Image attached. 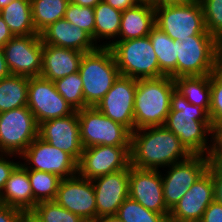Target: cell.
Here are the masks:
<instances>
[{
  "label": "cell",
  "mask_w": 222,
  "mask_h": 222,
  "mask_svg": "<svg viewBox=\"0 0 222 222\" xmlns=\"http://www.w3.org/2000/svg\"><path fill=\"white\" fill-rule=\"evenodd\" d=\"M13 37L14 35L11 33L7 24L0 16V48L7 44Z\"/></svg>",
  "instance_id": "obj_44"
},
{
  "label": "cell",
  "mask_w": 222,
  "mask_h": 222,
  "mask_svg": "<svg viewBox=\"0 0 222 222\" xmlns=\"http://www.w3.org/2000/svg\"><path fill=\"white\" fill-rule=\"evenodd\" d=\"M214 200V179L207 170L170 210L168 221L200 222L204 211Z\"/></svg>",
  "instance_id": "obj_18"
},
{
  "label": "cell",
  "mask_w": 222,
  "mask_h": 222,
  "mask_svg": "<svg viewBox=\"0 0 222 222\" xmlns=\"http://www.w3.org/2000/svg\"><path fill=\"white\" fill-rule=\"evenodd\" d=\"M83 55V52L74 49L43 44L40 76L54 82L78 72Z\"/></svg>",
  "instance_id": "obj_22"
},
{
  "label": "cell",
  "mask_w": 222,
  "mask_h": 222,
  "mask_svg": "<svg viewBox=\"0 0 222 222\" xmlns=\"http://www.w3.org/2000/svg\"><path fill=\"white\" fill-rule=\"evenodd\" d=\"M29 79L11 74L0 80V113L27 106Z\"/></svg>",
  "instance_id": "obj_29"
},
{
  "label": "cell",
  "mask_w": 222,
  "mask_h": 222,
  "mask_svg": "<svg viewBox=\"0 0 222 222\" xmlns=\"http://www.w3.org/2000/svg\"><path fill=\"white\" fill-rule=\"evenodd\" d=\"M39 125L27 106L0 113V153L18 157L38 137Z\"/></svg>",
  "instance_id": "obj_8"
},
{
  "label": "cell",
  "mask_w": 222,
  "mask_h": 222,
  "mask_svg": "<svg viewBox=\"0 0 222 222\" xmlns=\"http://www.w3.org/2000/svg\"><path fill=\"white\" fill-rule=\"evenodd\" d=\"M214 179L215 201L222 204V174H212Z\"/></svg>",
  "instance_id": "obj_45"
},
{
  "label": "cell",
  "mask_w": 222,
  "mask_h": 222,
  "mask_svg": "<svg viewBox=\"0 0 222 222\" xmlns=\"http://www.w3.org/2000/svg\"><path fill=\"white\" fill-rule=\"evenodd\" d=\"M121 15L122 11L113 8L104 1L99 2L94 7L95 43L97 46L110 47L111 44L119 41ZM104 39L106 41H104ZM100 40L104 41L105 43L102 42L101 44Z\"/></svg>",
  "instance_id": "obj_25"
},
{
  "label": "cell",
  "mask_w": 222,
  "mask_h": 222,
  "mask_svg": "<svg viewBox=\"0 0 222 222\" xmlns=\"http://www.w3.org/2000/svg\"><path fill=\"white\" fill-rule=\"evenodd\" d=\"M129 197L147 210L169 218L170 210L164 201L161 170L138 169L130 165Z\"/></svg>",
  "instance_id": "obj_17"
},
{
  "label": "cell",
  "mask_w": 222,
  "mask_h": 222,
  "mask_svg": "<svg viewBox=\"0 0 222 222\" xmlns=\"http://www.w3.org/2000/svg\"><path fill=\"white\" fill-rule=\"evenodd\" d=\"M148 36L155 50L160 71L165 76L177 78V41L170 38L156 25Z\"/></svg>",
  "instance_id": "obj_27"
},
{
  "label": "cell",
  "mask_w": 222,
  "mask_h": 222,
  "mask_svg": "<svg viewBox=\"0 0 222 222\" xmlns=\"http://www.w3.org/2000/svg\"><path fill=\"white\" fill-rule=\"evenodd\" d=\"M174 82L176 90L189 103L203 108L209 114L211 99L210 75L182 76L175 78Z\"/></svg>",
  "instance_id": "obj_28"
},
{
  "label": "cell",
  "mask_w": 222,
  "mask_h": 222,
  "mask_svg": "<svg viewBox=\"0 0 222 222\" xmlns=\"http://www.w3.org/2000/svg\"><path fill=\"white\" fill-rule=\"evenodd\" d=\"M217 68L222 71V37L217 39Z\"/></svg>",
  "instance_id": "obj_49"
},
{
  "label": "cell",
  "mask_w": 222,
  "mask_h": 222,
  "mask_svg": "<svg viewBox=\"0 0 222 222\" xmlns=\"http://www.w3.org/2000/svg\"><path fill=\"white\" fill-rule=\"evenodd\" d=\"M11 75V72L8 68L7 62L5 60L3 49L0 48V80L7 76Z\"/></svg>",
  "instance_id": "obj_46"
},
{
  "label": "cell",
  "mask_w": 222,
  "mask_h": 222,
  "mask_svg": "<svg viewBox=\"0 0 222 222\" xmlns=\"http://www.w3.org/2000/svg\"><path fill=\"white\" fill-rule=\"evenodd\" d=\"M123 222H168L163 215L147 210L137 201L126 198L116 214Z\"/></svg>",
  "instance_id": "obj_33"
},
{
  "label": "cell",
  "mask_w": 222,
  "mask_h": 222,
  "mask_svg": "<svg viewBox=\"0 0 222 222\" xmlns=\"http://www.w3.org/2000/svg\"><path fill=\"white\" fill-rule=\"evenodd\" d=\"M40 35L43 44L74 49L83 53L94 51L99 47L89 33L65 18L52 23Z\"/></svg>",
  "instance_id": "obj_21"
},
{
  "label": "cell",
  "mask_w": 222,
  "mask_h": 222,
  "mask_svg": "<svg viewBox=\"0 0 222 222\" xmlns=\"http://www.w3.org/2000/svg\"><path fill=\"white\" fill-rule=\"evenodd\" d=\"M193 0H156V3L168 4V3H186Z\"/></svg>",
  "instance_id": "obj_51"
},
{
  "label": "cell",
  "mask_w": 222,
  "mask_h": 222,
  "mask_svg": "<svg viewBox=\"0 0 222 222\" xmlns=\"http://www.w3.org/2000/svg\"><path fill=\"white\" fill-rule=\"evenodd\" d=\"M27 171L34 196V208L39 202L54 201L62 178L49 172Z\"/></svg>",
  "instance_id": "obj_31"
},
{
  "label": "cell",
  "mask_w": 222,
  "mask_h": 222,
  "mask_svg": "<svg viewBox=\"0 0 222 222\" xmlns=\"http://www.w3.org/2000/svg\"><path fill=\"white\" fill-rule=\"evenodd\" d=\"M130 146L98 145L83 148L77 174L86 179L124 170L130 165Z\"/></svg>",
  "instance_id": "obj_11"
},
{
  "label": "cell",
  "mask_w": 222,
  "mask_h": 222,
  "mask_svg": "<svg viewBox=\"0 0 222 222\" xmlns=\"http://www.w3.org/2000/svg\"><path fill=\"white\" fill-rule=\"evenodd\" d=\"M78 72L83 81L85 108L96 107L120 75L109 47L84 53Z\"/></svg>",
  "instance_id": "obj_4"
},
{
  "label": "cell",
  "mask_w": 222,
  "mask_h": 222,
  "mask_svg": "<svg viewBox=\"0 0 222 222\" xmlns=\"http://www.w3.org/2000/svg\"><path fill=\"white\" fill-rule=\"evenodd\" d=\"M83 148L98 145L130 146L131 131L105 116L96 107L77 110Z\"/></svg>",
  "instance_id": "obj_7"
},
{
  "label": "cell",
  "mask_w": 222,
  "mask_h": 222,
  "mask_svg": "<svg viewBox=\"0 0 222 222\" xmlns=\"http://www.w3.org/2000/svg\"><path fill=\"white\" fill-rule=\"evenodd\" d=\"M26 169L56 174L69 178L77 174V162L66 152L37 137L20 155Z\"/></svg>",
  "instance_id": "obj_12"
},
{
  "label": "cell",
  "mask_w": 222,
  "mask_h": 222,
  "mask_svg": "<svg viewBox=\"0 0 222 222\" xmlns=\"http://www.w3.org/2000/svg\"><path fill=\"white\" fill-rule=\"evenodd\" d=\"M0 16L14 36L37 35L30 0H13L0 10Z\"/></svg>",
  "instance_id": "obj_26"
},
{
  "label": "cell",
  "mask_w": 222,
  "mask_h": 222,
  "mask_svg": "<svg viewBox=\"0 0 222 222\" xmlns=\"http://www.w3.org/2000/svg\"><path fill=\"white\" fill-rule=\"evenodd\" d=\"M12 1H13V0H0V10H1L3 7L9 5Z\"/></svg>",
  "instance_id": "obj_52"
},
{
  "label": "cell",
  "mask_w": 222,
  "mask_h": 222,
  "mask_svg": "<svg viewBox=\"0 0 222 222\" xmlns=\"http://www.w3.org/2000/svg\"><path fill=\"white\" fill-rule=\"evenodd\" d=\"M103 1L120 11L130 9L140 3L138 0H103Z\"/></svg>",
  "instance_id": "obj_43"
},
{
  "label": "cell",
  "mask_w": 222,
  "mask_h": 222,
  "mask_svg": "<svg viewBox=\"0 0 222 222\" xmlns=\"http://www.w3.org/2000/svg\"><path fill=\"white\" fill-rule=\"evenodd\" d=\"M208 171L211 174H222V152H210Z\"/></svg>",
  "instance_id": "obj_41"
},
{
  "label": "cell",
  "mask_w": 222,
  "mask_h": 222,
  "mask_svg": "<svg viewBox=\"0 0 222 222\" xmlns=\"http://www.w3.org/2000/svg\"><path fill=\"white\" fill-rule=\"evenodd\" d=\"M156 26L174 41L190 36H212L205 28L203 9L199 0L186 3H155Z\"/></svg>",
  "instance_id": "obj_5"
},
{
  "label": "cell",
  "mask_w": 222,
  "mask_h": 222,
  "mask_svg": "<svg viewBox=\"0 0 222 222\" xmlns=\"http://www.w3.org/2000/svg\"><path fill=\"white\" fill-rule=\"evenodd\" d=\"M38 137L69 154L77 163L83 152L80 140L78 114L44 121L39 124Z\"/></svg>",
  "instance_id": "obj_19"
},
{
  "label": "cell",
  "mask_w": 222,
  "mask_h": 222,
  "mask_svg": "<svg viewBox=\"0 0 222 222\" xmlns=\"http://www.w3.org/2000/svg\"><path fill=\"white\" fill-rule=\"evenodd\" d=\"M42 222H83L79 216L63 208L55 201H43L31 211Z\"/></svg>",
  "instance_id": "obj_34"
},
{
  "label": "cell",
  "mask_w": 222,
  "mask_h": 222,
  "mask_svg": "<svg viewBox=\"0 0 222 222\" xmlns=\"http://www.w3.org/2000/svg\"><path fill=\"white\" fill-rule=\"evenodd\" d=\"M140 3H151V4H155L156 0H138Z\"/></svg>",
  "instance_id": "obj_53"
},
{
  "label": "cell",
  "mask_w": 222,
  "mask_h": 222,
  "mask_svg": "<svg viewBox=\"0 0 222 222\" xmlns=\"http://www.w3.org/2000/svg\"><path fill=\"white\" fill-rule=\"evenodd\" d=\"M54 85L58 93L74 110L77 111L85 108L83 81L81 80L79 72L55 80Z\"/></svg>",
  "instance_id": "obj_32"
},
{
  "label": "cell",
  "mask_w": 222,
  "mask_h": 222,
  "mask_svg": "<svg viewBox=\"0 0 222 222\" xmlns=\"http://www.w3.org/2000/svg\"><path fill=\"white\" fill-rule=\"evenodd\" d=\"M12 157H17L15 154L0 153V194L5 186V183L10 177V174L14 168L20 163V161L10 160Z\"/></svg>",
  "instance_id": "obj_38"
},
{
  "label": "cell",
  "mask_w": 222,
  "mask_h": 222,
  "mask_svg": "<svg viewBox=\"0 0 222 222\" xmlns=\"http://www.w3.org/2000/svg\"><path fill=\"white\" fill-rule=\"evenodd\" d=\"M210 88L209 118L214 126L222 122V71L218 68L210 74Z\"/></svg>",
  "instance_id": "obj_37"
},
{
  "label": "cell",
  "mask_w": 222,
  "mask_h": 222,
  "mask_svg": "<svg viewBox=\"0 0 222 222\" xmlns=\"http://www.w3.org/2000/svg\"><path fill=\"white\" fill-rule=\"evenodd\" d=\"M175 89L174 79L170 76L138 79L134 102V130L164 126Z\"/></svg>",
  "instance_id": "obj_3"
},
{
  "label": "cell",
  "mask_w": 222,
  "mask_h": 222,
  "mask_svg": "<svg viewBox=\"0 0 222 222\" xmlns=\"http://www.w3.org/2000/svg\"><path fill=\"white\" fill-rule=\"evenodd\" d=\"M130 165L159 170L186 160L191 154L165 126H151L131 132Z\"/></svg>",
  "instance_id": "obj_1"
},
{
  "label": "cell",
  "mask_w": 222,
  "mask_h": 222,
  "mask_svg": "<svg viewBox=\"0 0 222 222\" xmlns=\"http://www.w3.org/2000/svg\"><path fill=\"white\" fill-rule=\"evenodd\" d=\"M96 222H123L117 215H105L99 217Z\"/></svg>",
  "instance_id": "obj_50"
},
{
  "label": "cell",
  "mask_w": 222,
  "mask_h": 222,
  "mask_svg": "<svg viewBox=\"0 0 222 222\" xmlns=\"http://www.w3.org/2000/svg\"><path fill=\"white\" fill-rule=\"evenodd\" d=\"M217 68V39L190 36L177 41V78L210 75Z\"/></svg>",
  "instance_id": "obj_9"
},
{
  "label": "cell",
  "mask_w": 222,
  "mask_h": 222,
  "mask_svg": "<svg viewBox=\"0 0 222 222\" xmlns=\"http://www.w3.org/2000/svg\"><path fill=\"white\" fill-rule=\"evenodd\" d=\"M208 167V156L190 155L186 160L166 167V174L161 172L164 201L169 210L179 202Z\"/></svg>",
  "instance_id": "obj_10"
},
{
  "label": "cell",
  "mask_w": 222,
  "mask_h": 222,
  "mask_svg": "<svg viewBox=\"0 0 222 222\" xmlns=\"http://www.w3.org/2000/svg\"><path fill=\"white\" fill-rule=\"evenodd\" d=\"M64 18L89 33L95 42L94 8L69 3Z\"/></svg>",
  "instance_id": "obj_35"
},
{
  "label": "cell",
  "mask_w": 222,
  "mask_h": 222,
  "mask_svg": "<svg viewBox=\"0 0 222 222\" xmlns=\"http://www.w3.org/2000/svg\"><path fill=\"white\" fill-rule=\"evenodd\" d=\"M155 25L154 4L139 3L122 11L119 41L148 36Z\"/></svg>",
  "instance_id": "obj_24"
},
{
  "label": "cell",
  "mask_w": 222,
  "mask_h": 222,
  "mask_svg": "<svg viewBox=\"0 0 222 222\" xmlns=\"http://www.w3.org/2000/svg\"><path fill=\"white\" fill-rule=\"evenodd\" d=\"M103 0H70L71 3L79 5V6H85V7H95L99 2H102Z\"/></svg>",
  "instance_id": "obj_47"
},
{
  "label": "cell",
  "mask_w": 222,
  "mask_h": 222,
  "mask_svg": "<svg viewBox=\"0 0 222 222\" xmlns=\"http://www.w3.org/2000/svg\"><path fill=\"white\" fill-rule=\"evenodd\" d=\"M137 80L119 75L96 108L111 120L134 131V102Z\"/></svg>",
  "instance_id": "obj_16"
},
{
  "label": "cell",
  "mask_w": 222,
  "mask_h": 222,
  "mask_svg": "<svg viewBox=\"0 0 222 222\" xmlns=\"http://www.w3.org/2000/svg\"><path fill=\"white\" fill-rule=\"evenodd\" d=\"M27 107L38 125L54 118L65 117L75 110L58 93L54 82L39 77H30Z\"/></svg>",
  "instance_id": "obj_14"
},
{
  "label": "cell",
  "mask_w": 222,
  "mask_h": 222,
  "mask_svg": "<svg viewBox=\"0 0 222 222\" xmlns=\"http://www.w3.org/2000/svg\"><path fill=\"white\" fill-rule=\"evenodd\" d=\"M2 205L16 207L22 212H31L34 209V196L27 169L19 163L0 194Z\"/></svg>",
  "instance_id": "obj_23"
},
{
  "label": "cell",
  "mask_w": 222,
  "mask_h": 222,
  "mask_svg": "<svg viewBox=\"0 0 222 222\" xmlns=\"http://www.w3.org/2000/svg\"><path fill=\"white\" fill-rule=\"evenodd\" d=\"M54 201L87 222H96V197L92 180L78 174L61 180Z\"/></svg>",
  "instance_id": "obj_15"
},
{
  "label": "cell",
  "mask_w": 222,
  "mask_h": 222,
  "mask_svg": "<svg viewBox=\"0 0 222 222\" xmlns=\"http://www.w3.org/2000/svg\"><path fill=\"white\" fill-rule=\"evenodd\" d=\"M109 48L120 75L136 80L165 76L159 69L158 59L149 36L116 41Z\"/></svg>",
  "instance_id": "obj_6"
},
{
  "label": "cell",
  "mask_w": 222,
  "mask_h": 222,
  "mask_svg": "<svg viewBox=\"0 0 222 222\" xmlns=\"http://www.w3.org/2000/svg\"><path fill=\"white\" fill-rule=\"evenodd\" d=\"M22 213L16 207L0 204V222H19Z\"/></svg>",
  "instance_id": "obj_40"
},
{
  "label": "cell",
  "mask_w": 222,
  "mask_h": 222,
  "mask_svg": "<svg viewBox=\"0 0 222 222\" xmlns=\"http://www.w3.org/2000/svg\"><path fill=\"white\" fill-rule=\"evenodd\" d=\"M129 169H124L92 179L96 197L97 219L116 215L118 208L129 197Z\"/></svg>",
  "instance_id": "obj_20"
},
{
  "label": "cell",
  "mask_w": 222,
  "mask_h": 222,
  "mask_svg": "<svg viewBox=\"0 0 222 222\" xmlns=\"http://www.w3.org/2000/svg\"><path fill=\"white\" fill-rule=\"evenodd\" d=\"M19 222H42L32 212H23Z\"/></svg>",
  "instance_id": "obj_48"
},
{
  "label": "cell",
  "mask_w": 222,
  "mask_h": 222,
  "mask_svg": "<svg viewBox=\"0 0 222 222\" xmlns=\"http://www.w3.org/2000/svg\"><path fill=\"white\" fill-rule=\"evenodd\" d=\"M2 49L11 74L27 77L40 76L43 52L40 34L14 36Z\"/></svg>",
  "instance_id": "obj_13"
},
{
  "label": "cell",
  "mask_w": 222,
  "mask_h": 222,
  "mask_svg": "<svg viewBox=\"0 0 222 222\" xmlns=\"http://www.w3.org/2000/svg\"><path fill=\"white\" fill-rule=\"evenodd\" d=\"M206 31L216 39L222 37V0H199Z\"/></svg>",
  "instance_id": "obj_36"
},
{
  "label": "cell",
  "mask_w": 222,
  "mask_h": 222,
  "mask_svg": "<svg viewBox=\"0 0 222 222\" xmlns=\"http://www.w3.org/2000/svg\"><path fill=\"white\" fill-rule=\"evenodd\" d=\"M32 21L41 34L52 23L64 18L70 0H30Z\"/></svg>",
  "instance_id": "obj_30"
},
{
  "label": "cell",
  "mask_w": 222,
  "mask_h": 222,
  "mask_svg": "<svg viewBox=\"0 0 222 222\" xmlns=\"http://www.w3.org/2000/svg\"><path fill=\"white\" fill-rule=\"evenodd\" d=\"M200 222H222V204L215 200L210 203Z\"/></svg>",
  "instance_id": "obj_39"
},
{
  "label": "cell",
  "mask_w": 222,
  "mask_h": 222,
  "mask_svg": "<svg viewBox=\"0 0 222 222\" xmlns=\"http://www.w3.org/2000/svg\"><path fill=\"white\" fill-rule=\"evenodd\" d=\"M210 152H222V122L212 127V147Z\"/></svg>",
  "instance_id": "obj_42"
},
{
  "label": "cell",
  "mask_w": 222,
  "mask_h": 222,
  "mask_svg": "<svg viewBox=\"0 0 222 222\" xmlns=\"http://www.w3.org/2000/svg\"><path fill=\"white\" fill-rule=\"evenodd\" d=\"M164 126L180 139L191 155H209L213 127L209 114L203 108L189 103L176 89Z\"/></svg>",
  "instance_id": "obj_2"
}]
</instances>
